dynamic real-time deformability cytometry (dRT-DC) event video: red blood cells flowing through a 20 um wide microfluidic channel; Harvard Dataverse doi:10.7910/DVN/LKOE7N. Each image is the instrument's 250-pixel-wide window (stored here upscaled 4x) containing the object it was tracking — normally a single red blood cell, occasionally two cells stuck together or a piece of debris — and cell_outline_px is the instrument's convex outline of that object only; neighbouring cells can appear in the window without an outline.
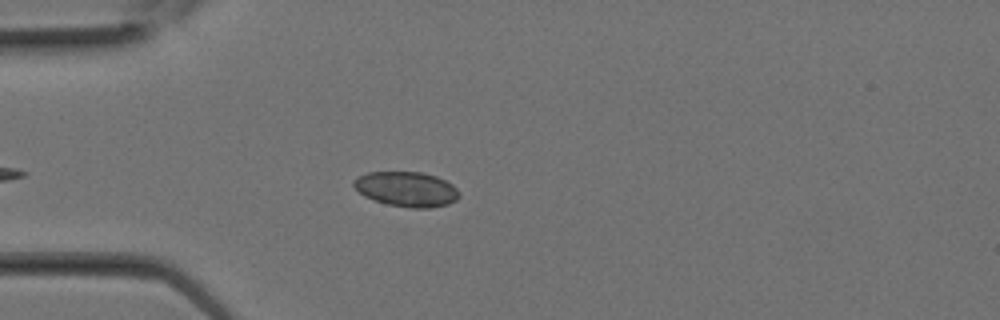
{"species": "Egyptian fruit bat (a non-hibernating species)", "species_latin": "Rousettus aegyptiacus", "temperature_condition": "room temperature", "stored_images_in_passage": 10, "camera_frame_rate_fps": 3000, "um_per_image_px": 0.085, "animal": {"sex": "female"}, "frame": {"image": 1, "passage_image": 3, "time_ms": 0.667, "image_size_px": [1000, 320], "cell_outline_px": [[460, 196], [456, 200], [448, 204], [428, 208], [412, 208], [388, 204], [364, 196], [352, 184], [352, 180], [368, 172], [420, 172], [436, 176], [452, 184], [460, 192]], "centroid_in_image_um": [34.57, 16.07], "position_along_channel_um": 50.4, "area_um2": 21.33}}
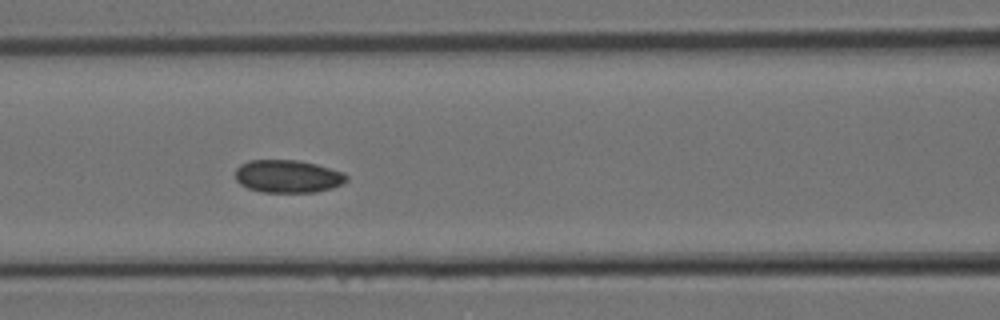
{"frame": {"image": 2, "passage_image": 7, "time_ms": 2.0, "image_size_px": [1000, 320], "cell_outline_px": [[348, 180], [332, 188], [316, 192], [260, 192], [248, 188], [240, 184], [236, 180], [236, 168], [240, 164], [248, 160], [300, 160], [316, 164], [344, 172], [348, 176]], "centroid_in_image_um": [24.46, 14.98], "position_along_channel_um": 142.1, "area_um2": 21.39}}
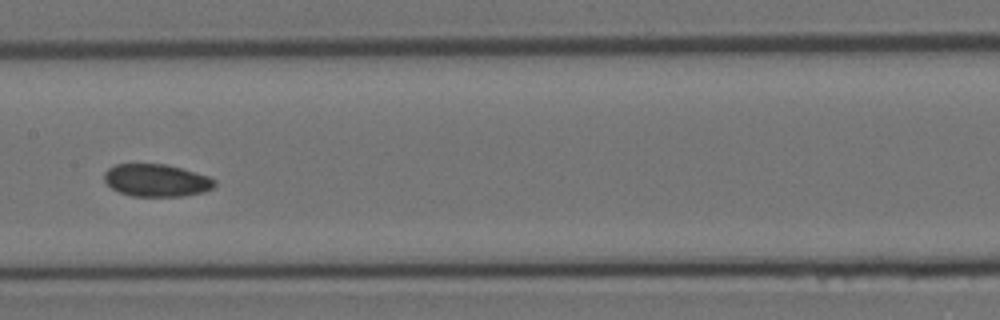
{"frame": {"image": 3, "passage_image": 9, "time_ms": 2.667, "image_size_px": [1000, 320], "cell_outline_px": [[216, 184], [212, 188], [204, 192], [184, 196], [132, 196], [120, 192], [112, 188], [104, 180], [104, 172], [108, 168], [116, 164], [168, 164], [208, 176], [216, 180]], "centroid_in_image_um": [13.31, 15.33], "position_along_channel_um": 194.1, "area_um2": 20.92}}